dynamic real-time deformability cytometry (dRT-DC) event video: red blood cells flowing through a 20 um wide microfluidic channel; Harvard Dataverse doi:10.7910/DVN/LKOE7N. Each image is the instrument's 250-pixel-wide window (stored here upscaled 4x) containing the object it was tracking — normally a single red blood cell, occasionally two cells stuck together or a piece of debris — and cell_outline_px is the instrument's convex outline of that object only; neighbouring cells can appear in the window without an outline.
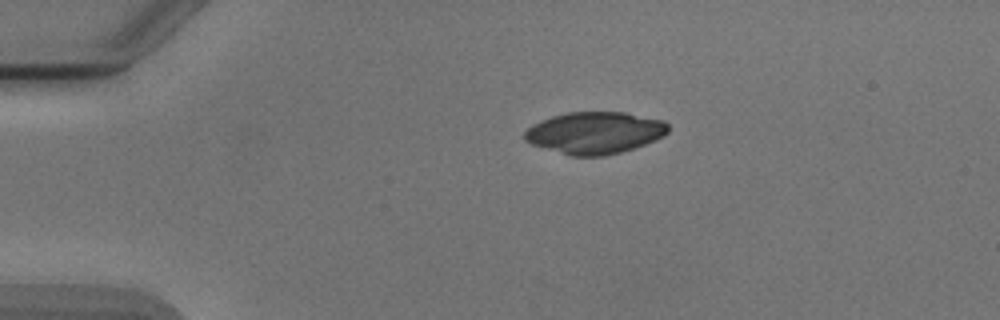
{"species": "Egyptian fruit bat (a non-hibernating species)", "species_latin": "Rousettus aegyptiacus", "temperature_condition": "cold", "stored_images_in_passage": 2, "camera_frame_rate_fps": 3000, "um_per_image_px": 0.085, "animal": {"sex": "male"}, "frame": {"image": 1, "passage_image": 1, "time_ms": 0.0, "image_size_px": [1000, 320], "cell_outline_px": [[668, 132], [664, 136], [656, 140], [620, 152], [604, 156], [568, 156], [532, 144], [524, 140], [524, 132], [532, 124], [540, 120], [552, 116], [568, 112], [624, 112], [664, 120], [668, 124]], "centroid_in_image_um": [50.54, 11.28], "position_along_channel_um": 34.5, "area_um2": 35.2}}